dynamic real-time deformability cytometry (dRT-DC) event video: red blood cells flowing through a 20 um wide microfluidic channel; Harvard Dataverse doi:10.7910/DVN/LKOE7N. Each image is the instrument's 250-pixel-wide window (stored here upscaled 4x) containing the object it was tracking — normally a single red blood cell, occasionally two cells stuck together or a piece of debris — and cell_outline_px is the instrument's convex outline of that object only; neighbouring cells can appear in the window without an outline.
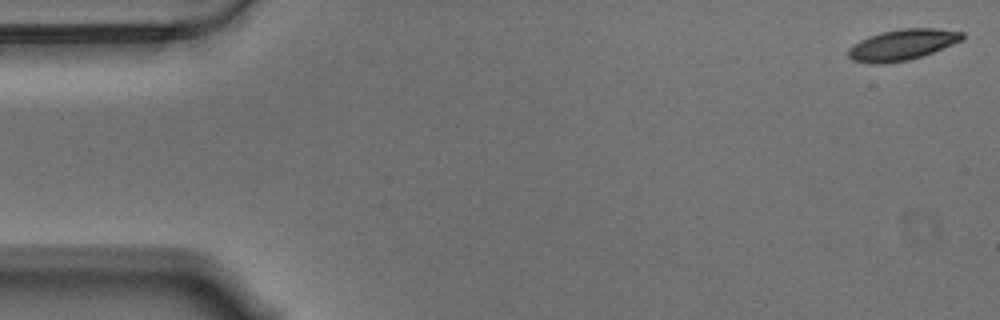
{"species": "Egyptian fruit bat (a non-hibernating species)", "species_latin": "Rousettus aegyptiacus", "temperature_condition": "warm", "stored_images_in_passage": 57, "camera_frame_rate_fps": 3000, "um_per_image_px": 0.085, "animal": {"sex": "male"}, "frame": {"image": 1, "passage_image": 1, "time_ms": 0.0, "image_size_px": [1000, 320], "cell_outline_px": [[964, 40], [932, 52], [908, 60], [884, 64], [872, 64], [852, 60], [848, 56], [848, 48], [860, 40], [868, 36], [880, 32], [900, 28], [936, 28], [964, 32]], "centroid_in_image_um": [76.69, 3.8], "position_along_channel_um": 8.3, "area_um2": 20.63}}
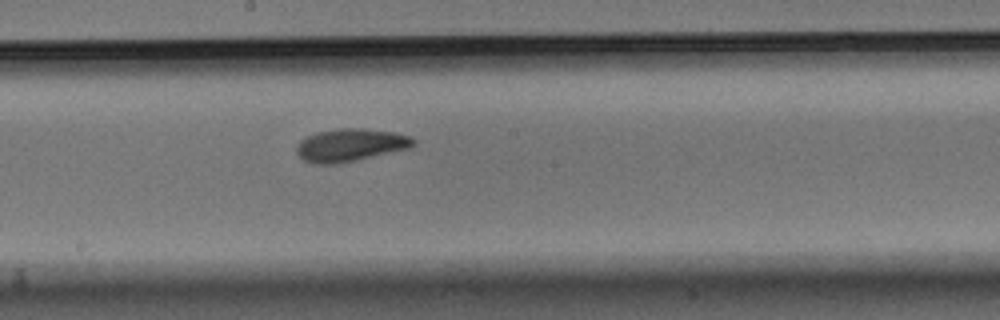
{"frame": {"image": 2, "passage_image": 30, "time_ms": 9.667, "image_size_px": [1000, 320], "cell_outline_px": [[416, 144], [408, 148], [356, 160], [336, 164], [312, 164], [304, 160], [296, 152], [296, 148], [300, 140], [316, 132], [340, 128], [364, 128], [396, 132], [412, 136], [416, 140]], "centroid_in_image_um": [29.79, 12.32], "position_along_channel_um": 218.4, "area_um2": 22.37}}
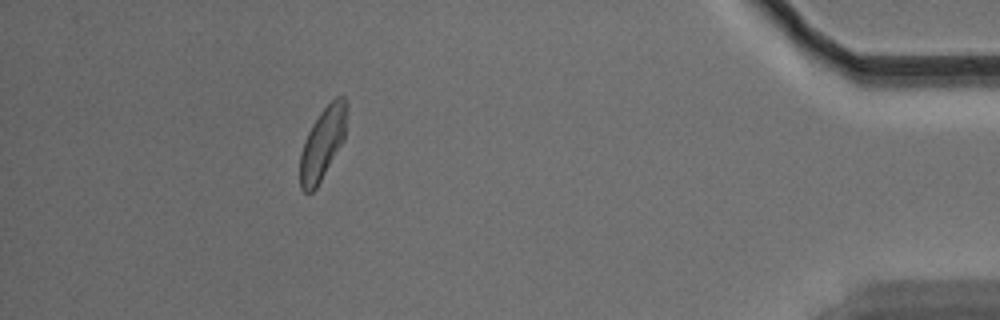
{"frame": {"image": 3, "passage_image": 51, "time_ms": 16.667, "image_size_px": [1000, 320], "cell_outline_px": [[348, 104], [344, 140], [316, 188], [312, 192], [304, 192], [300, 188], [300, 152], [304, 140], [312, 124], [320, 112], [336, 96], [344, 96]], "centroid_in_image_um": [27.42, 12.17], "position_along_channel_um": 407.8, "area_um2": 19.65}, "authors_computed_cell_mechanics": {"area_um2": 20.808, "velocity_mm_per_s": 3.5097, "shape_relaxation_time_tau1_ms": 2.9076, "shape_relaxation_time_tau2_ms": 3.753, "deformation_change_tau1": 0.1356, "deformation_change_tau2": 0.1033}}